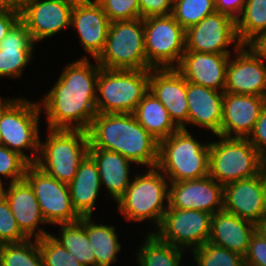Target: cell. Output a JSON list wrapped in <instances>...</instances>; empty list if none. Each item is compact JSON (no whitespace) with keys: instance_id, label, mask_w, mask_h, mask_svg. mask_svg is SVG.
Here are the masks:
<instances>
[{"instance_id":"cell-1","label":"cell","mask_w":266,"mask_h":266,"mask_svg":"<svg viewBox=\"0 0 266 266\" xmlns=\"http://www.w3.org/2000/svg\"><path fill=\"white\" fill-rule=\"evenodd\" d=\"M88 57L67 65L39 105L47 115V129L88 131L97 114V80L101 66ZM43 104V105H42Z\"/></svg>"},{"instance_id":"cell-2","label":"cell","mask_w":266,"mask_h":266,"mask_svg":"<svg viewBox=\"0 0 266 266\" xmlns=\"http://www.w3.org/2000/svg\"><path fill=\"white\" fill-rule=\"evenodd\" d=\"M87 132L89 148L114 151L141 166L157 167L159 141L132 113H97Z\"/></svg>"},{"instance_id":"cell-3","label":"cell","mask_w":266,"mask_h":266,"mask_svg":"<svg viewBox=\"0 0 266 266\" xmlns=\"http://www.w3.org/2000/svg\"><path fill=\"white\" fill-rule=\"evenodd\" d=\"M157 168L170 182L209 175V144L194 139L188 129H178L159 141Z\"/></svg>"},{"instance_id":"cell-4","label":"cell","mask_w":266,"mask_h":266,"mask_svg":"<svg viewBox=\"0 0 266 266\" xmlns=\"http://www.w3.org/2000/svg\"><path fill=\"white\" fill-rule=\"evenodd\" d=\"M133 179L126 192L116 201L118 211L128 221L150 219L155 228H159L168 209L167 178L157 167H152L141 176L136 174Z\"/></svg>"},{"instance_id":"cell-5","label":"cell","mask_w":266,"mask_h":266,"mask_svg":"<svg viewBox=\"0 0 266 266\" xmlns=\"http://www.w3.org/2000/svg\"><path fill=\"white\" fill-rule=\"evenodd\" d=\"M48 130L46 141H40V154L34 164L58 181L69 184L75 177L80 162L88 154V132L66 129Z\"/></svg>"},{"instance_id":"cell-6","label":"cell","mask_w":266,"mask_h":266,"mask_svg":"<svg viewBox=\"0 0 266 266\" xmlns=\"http://www.w3.org/2000/svg\"><path fill=\"white\" fill-rule=\"evenodd\" d=\"M149 78L150 69L100 68L97 80V113H133L149 91Z\"/></svg>"},{"instance_id":"cell-7","label":"cell","mask_w":266,"mask_h":266,"mask_svg":"<svg viewBox=\"0 0 266 266\" xmlns=\"http://www.w3.org/2000/svg\"><path fill=\"white\" fill-rule=\"evenodd\" d=\"M37 102V103H35ZM25 98L6 99L0 97V131L2 145L18 152L29 163H35L39 154V101ZM23 149H32V158Z\"/></svg>"},{"instance_id":"cell-8","label":"cell","mask_w":266,"mask_h":266,"mask_svg":"<svg viewBox=\"0 0 266 266\" xmlns=\"http://www.w3.org/2000/svg\"><path fill=\"white\" fill-rule=\"evenodd\" d=\"M217 137L209 143L210 177L224 186L262 173L260 152L247 138Z\"/></svg>"},{"instance_id":"cell-9","label":"cell","mask_w":266,"mask_h":266,"mask_svg":"<svg viewBox=\"0 0 266 266\" xmlns=\"http://www.w3.org/2000/svg\"><path fill=\"white\" fill-rule=\"evenodd\" d=\"M96 60L106 69H152L145 52L143 19L110 22L104 50Z\"/></svg>"},{"instance_id":"cell-10","label":"cell","mask_w":266,"mask_h":266,"mask_svg":"<svg viewBox=\"0 0 266 266\" xmlns=\"http://www.w3.org/2000/svg\"><path fill=\"white\" fill-rule=\"evenodd\" d=\"M143 26L148 65L152 69L176 68L185 53L186 30L172 14L144 18Z\"/></svg>"},{"instance_id":"cell-11","label":"cell","mask_w":266,"mask_h":266,"mask_svg":"<svg viewBox=\"0 0 266 266\" xmlns=\"http://www.w3.org/2000/svg\"><path fill=\"white\" fill-rule=\"evenodd\" d=\"M24 179L32 187L47 223L56 225L79 221L81 217L72 205L68 184L58 181L34 163L28 165Z\"/></svg>"},{"instance_id":"cell-12","label":"cell","mask_w":266,"mask_h":266,"mask_svg":"<svg viewBox=\"0 0 266 266\" xmlns=\"http://www.w3.org/2000/svg\"><path fill=\"white\" fill-rule=\"evenodd\" d=\"M211 223L208 212L168 208L155 234L168 244L193 251L209 241Z\"/></svg>"},{"instance_id":"cell-13","label":"cell","mask_w":266,"mask_h":266,"mask_svg":"<svg viewBox=\"0 0 266 266\" xmlns=\"http://www.w3.org/2000/svg\"><path fill=\"white\" fill-rule=\"evenodd\" d=\"M233 43L242 45L236 32V20L218 11L186 30L185 51L231 55L227 47Z\"/></svg>"},{"instance_id":"cell-14","label":"cell","mask_w":266,"mask_h":266,"mask_svg":"<svg viewBox=\"0 0 266 266\" xmlns=\"http://www.w3.org/2000/svg\"><path fill=\"white\" fill-rule=\"evenodd\" d=\"M234 49L237 55L229 59L224 92L266 98L265 60L252 45H235Z\"/></svg>"},{"instance_id":"cell-15","label":"cell","mask_w":266,"mask_h":266,"mask_svg":"<svg viewBox=\"0 0 266 266\" xmlns=\"http://www.w3.org/2000/svg\"><path fill=\"white\" fill-rule=\"evenodd\" d=\"M76 0H27L20 21L29 30L34 42L49 38L70 26Z\"/></svg>"},{"instance_id":"cell-16","label":"cell","mask_w":266,"mask_h":266,"mask_svg":"<svg viewBox=\"0 0 266 266\" xmlns=\"http://www.w3.org/2000/svg\"><path fill=\"white\" fill-rule=\"evenodd\" d=\"M170 183L168 208L199 210L212 215L223 210V185L209 175Z\"/></svg>"},{"instance_id":"cell-17","label":"cell","mask_w":266,"mask_h":266,"mask_svg":"<svg viewBox=\"0 0 266 266\" xmlns=\"http://www.w3.org/2000/svg\"><path fill=\"white\" fill-rule=\"evenodd\" d=\"M266 175L234 181L223 186V210L257 223L265 218Z\"/></svg>"},{"instance_id":"cell-18","label":"cell","mask_w":266,"mask_h":266,"mask_svg":"<svg viewBox=\"0 0 266 266\" xmlns=\"http://www.w3.org/2000/svg\"><path fill=\"white\" fill-rule=\"evenodd\" d=\"M149 91L162 103L179 129L188 125L186 80L175 68L150 69Z\"/></svg>"},{"instance_id":"cell-19","label":"cell","mask_w":266,"mask_h":266,"mask_svg":"<svg viewBox=\"0 0 266 266\" xmlns=\"http://www.w3.org/2000/svg\"><path fill=\"white\" fill-rule=\"evenodd\" d=\"M110 20L96 0H76L71 13L70 27L77 29L83 49L94 60L104 50Z\"/></svg>"},{"instance_id":"cell-20","label":"cell","mask_w":266,"mask_h":266,"mask_svg":"<svg viewBox=\"0 0 266 266\" xmlns=\"http://www.w3.org/2000/svg\"><path fill=\"white\" fill-rule=\"evenodd\" d=\"M265 105V97L224 92L219 135L248 138Z\"/></svg>"},{"instance_id":"cell-21","label":"cell","mask_w":266,"mask_h":266,"mask_svg":"<svg viewBox=\"0 0 266 266\" xmlns=\"http://www.w3.org/2000/svg\"><path fill=\"white\" fill-rule=\"evenodd\" d=\"M231 55L185 51L175 68L186 81L225 91L226 69Z\"/></svg>"},{"instance_id":"cell-22","label":"cell","mask_w":266,"mask_h":266,"mask_svg":"<svg viewBox=\"0 0 266 266\" xmlns=\"http://www.w3.org/2000/svg\"><path fill=\"white\" fill-rule=\"evenodd\" d=\"M3 196L9 204L18 227L28 239L35 237L34 239L38 240L49 234L41 228L37 231L39 224H47V222L32 187L25 179L9 183L8 190L4 187Z\"/></svg>"},{"instance_id":"cell-23","label":"cell","mask_w":266,"mask_h":266,"mask_svg":"<svg viewBox=\"0 0 266 266\" xmlns=\"http://www.w3.org/2000/svg\"><path fill=\"white\" fill-rule=\"evenodd\" d=\"M188 123L220 134L224 92L186 81Z\"/></svg>"},{"instance_id":"cell-24","label":"cell","mask_w":266,"mask_h":266,"mask_svg":"<svg viewBox=\"0 0 266 266\" xmlns=\"http://www.w3.org/2000/svg\"><path fill=\"white\" fill-rule=\"evenodd\" d=\"M255 223L225 210L212 215L209 242L245 256Z\"/></svg>"},{"instance_id":"cell-25","label":"cell","mask_w":266,"mask_h":266,"mask_svg":"<svg viewBox=\"0 0 266 266\" xmlns=\"http://www.w3.org/2000/svg\"><path fill=\"white\" fill-rule=\"evenodd\" d=\"M36 44L27 27L19 20L0 42V78H19L30 63Z\"/></svg>"},{"instance_id":"cell-26","label":"cell","mask_w":266,"mask_h":266,"mask_svg":"<svg viewBox=\"0 0 266 266\" xmlns=\"http://www.w3.org/2000/svg\"><path fill=\"white\" fill-rule=\"evenodd\" d=\"M101 186L97 164L87 154L80 162L75 177L68 184L72 205L80 217H92Z\"/></svg>"},{"instance_id":"cell-27","label":"cell","mask_w":266,"mask_h":266,"mask_svg":"<svg viewBox=\"0 0 266 266\" xmlns=\"http://www.w3.org/2000/svg\"><path fill=\"white\" fill-rule=\"evenodd\" d=\"M88 154L97 164L101 185H105L110 197L117 201L131 183L130 163L133 162L119 153L100 148H89Z\"/></svg>"},{"instance_id":"cell-28","label":"cell","mask_w":266,"mask_h":266,"mask_svg":"<svg viewBox=\"0 0 266 266\" xmlns=\"http://www.w3.org/2000/svg\"><path fill=\"white\" fill-rule=\"evenodd\" d=\"M132 114L158 141L169 137L179 129L162 103L150 91L143 96Z\"/></svg>"},{"instance_id":"cell-29","label":"cell","mask_w":266,"mask_h":266,"mask_svg":"<svg viewBox=\"0 0 266 266\" xmlns=\"http://www.w3.org/2000/svg\"><path fill=\"white\" fill-rule=\"evenodd\" d=\"M84 229L93 247L97 266H110L117 261V253L121 244L113 225L93 223L91 217H84Z\"/></svg>"},{"instance_id":"cell-30","label":"cell","mask_w":266,"mask_h":266,"mask_svg":"<svg viewBox=\"0 0 266 266\" xmlns=\"http://www.w3.org/2000/svg\"><path fill=\"white\" fill-rule=\"evenodd\" d=\"M236 32L242 45H252L266 33V0H246Z\"/></svg>"},{"instance_id":"cell-31","label":"cell","mask_w":266,"mask_h":266,"mask_svg":"<svg viewBox=\"0 0 266 266\" xmlns=\"http://www.w3.org/2000/svg\"><path fill=\"white\" fill-rule=\"evenodd\" d=\"M185 250L162 241L155 232L148 233L137 252L139 266H180Z\"/></svg>"},{"instance_id":"cell-32","label":"cell","mask_w":266,"mask_h":266,"mask_svg":"<svg viewBox=\"0 0 266 266\" xmlns=\"http://www.w3.org/2000/svg\"><path fill=\"white\" fill-rule=\"evenodd\" d=\"M60 225L59 238L55 237L84 266H97L93 247L84 229V217L74 223Z\"/></svg>"},{"instance_id":"cell-33","label":"cell","mask_w":266,"mask_h":266,"mask_svg":"<svg viewBox=\"0 0 266 266\" xmlns=\"http://www.w3.org/2000/svg\"><path fill=\"white\" fill-rule=\"evenodd\" d=\"M0 266H43L38 240L1 244Z\"/></svg>"},{"instance_id":"cell-34","label":"cell","mask_w":266,"mask_h":266,"mask_svg":"<svg viewBox=\"0 0 266 266\" xmlns=\"http://www.w3.org/2000/svg\"><path fill=\"white\" fill-rule=\"evenodd\" d=\"M215 11V0H173L172 15L185 30Z\"/></svg>"},{"instance_id":"cell-35","label":"cell","mask_w":266,"mask_h":266,"mask_svg":"<svg viewBox=\"0 0 266 266\" xmlns=\"http://www.w3.org/2000/svg\"><path fill=\"white\" fill-rule=\"evenodd\" d=\"M192 253L197 266H245L244 256L209 241Z\"/></svg>"},{"instance_id":"cell-36","label":"cell","mask_w":266,"mask_h":266,"mask_svg":"<svg viewBox=\"0 0 266 266\" xmlns=\"http://www.w3.org/2000/svg\"><path fill=\"white\" fill-rule=\"evenodd\" d=\"M38 244L43 266H84L52 234L38 239Z\"/></svg>"},{"instance_id":"cell-37","label":"cell","mask_w":266,"mask_h":266,"mask_svg":"<svg viewBox=\"0 0 266 266\" xmlns=\"http://www.w3.org/2000/svg\"><path fill=\"white\" fill-rule=\"evenodd\" d=\"M29 164L18 152L0 145V176L11 178L9 183L23 180Z\"/></svg>"},{"instance_id":"cell-38","label":"cell","mask_w":266,"mask_h":266,"mask_svg":"<svg viewBox=\"0 0 266 266\" xmlns=\"http://www.w3.org/2000/svg\"><path fill=\"white\" fill-rule=\"evenodd\" d=\"M110 22L140 18L138 0H96Z\"/></svg>"},{"instance_id":"cell-39","label":"cell","mask_w":266,"mask_h":266,"mask_svg":"<svg viewBox=\"0 0 266 266\" xmlns=\"http://www.w3.org/2000/svg\"><path fill=\"white\" fill-rule=\"evenodd\" d=\"M28 238L21 232L4 196L0 197V245L19 243Z\"/></svg>"},{"instance_id":"cell-40","label":"cell","mask_w":266,"mask_h":266,"mask_svg":"<svg viewBox=\"0 0 266 266\" xmlns=\"http://www.w3.org/2000/svg\"><path fill=\"white\" fill-rule=\"evenodd\" d=\"M245 266H266V240L254 233L244 256Z\"/></svg>"},{"instance_id":"cell-41","label":"cell","mask_w":266,"mask_h":266,"mask_svg":"<svg viewBox=\"0 0 266 266\" xmlns=\"http://www.w3.org/2000/svg\"><path fill=\"white\" fill-rule=\"evenodd\" d=\"M140 18L170 15L173 11V0H138Z\"/></svg>"},{"instance_id":"cell-42","label":"cell","mask_w":266,"mask_h":266,"mask_svg":"<svg viewBox=\"0 0 266 266\" xmlns=\"http://www.w3.org/2000/svg\"><path fill=\"white\" fill-rule=\"evenodd\" d=\"M248 141L261 152L266 148V105L261 110L260 116L254 125Z\"/></svg>"},{"instance_id":"cell-43","label":"cell","mask_w":266,"mask_h":266,"mask_svg":"<svg viewBox=\"0 0 266 266\" xmlns=\"http://www.w3.org/2000/svg\"><path fill=\"white\" fill-rule=\"evenodd\" d=\"M246 0H215L216 11L225 13L235 20L241 15Z\"/></svg>"},{"instance_id":"cell-44","label":"cell","mask_w":266,"mask_h":266,"mask_svg":"<svg viewBox=\"0 0 266 266\" xmlns=\"http://www.w3.org/2000/svg\"><path fill=\"white\" fill-rule=\"evenodd\" d=\"M19 20V13L11 10L0 9V42Z\"/></svg>"},{"instance_id":"cell-45","label":"cell","mask_w":266,"mask_h":266,"mask_svg":"<svg viewBox=\"0 0 266 266\" xmlns=\"http://www.w3.org/2000/svg\"><path fill=\"white\" fill-rule=\"evenodd\" d=\"M27 0H0V9L21 13Z\"/></svg>"},{"instance_id":"cell-46","label":"cell","mask_w":266,"mask_h":266,"mask_svg":"<svg viewBox=\"0 0 266 266\" xmlns=\"http://www.w3.org/2000/svg\"><path fill=\"white\" fill-rule=\"evenodd\" d=\"M252 46L261 54L266 61V33L263 34Z\"/></svg>"},{"instance_id":"cell-47","label":"cell","mask_w":266,"mask_h":266,"mask_svg":"<svg viewBox=\"0 0 266 266\" xmlns=\"http://www.w3.org/2000/svg\"><path fill=\"white\" fill-rule=\"evenodd\" d=\"M255 233H257L263 240H266V218L255 223Z\"/></svg>"},{"instance_id":"cell-48","label":"cell","mask_w":266,"mask_h":266,"mask_svg":"<svg viewBox=\"0 0 266 266\" xmlns=\"http://www.w3.org/2000/svg\"><path fill=\"white\" fill-rule=\"evenodd\" d=\"M261 171L266 175V148L260 152Z\"/></svg>"},{"instance_id":"cell-49","label":"cell","mask_w":266,"mask_h":266,"mask_svg":"<svg viewBox=\"0 0 266 266\" xmlns=\"http://www.w3.org/2000/svg\"><path fill=\"white\" fill-rule=\"evenodd\" d=\"M3 181L0 180V197L3 196L4 184Z\"/></svg>"},{"instance_id":"cell-50","label":"cell","mask_w":266,"mask_h":266,"mask_svg":"<svg viewBox=\"0 0 266 266\" xmlns=\"http://www.w3.org/2000/svg\"><path fill=\"white\" fill-rule=\"evenodd\" d=\"M265 218H266V187H265Z\"/></svg>"},{"instance_id":"cell-51","label":"cell","mask_w":266,"mask_h":266,"mask_svg":"<svg viewBox=\"0 0 266 266\" xmlns=\"http://www.w3.org/2000/svg\"><path fill=\"white\" fill-rule=\"evenodd\" d=\"M0 145H2V134H1V131H0Z\"/></svg>"}]
</instances>
